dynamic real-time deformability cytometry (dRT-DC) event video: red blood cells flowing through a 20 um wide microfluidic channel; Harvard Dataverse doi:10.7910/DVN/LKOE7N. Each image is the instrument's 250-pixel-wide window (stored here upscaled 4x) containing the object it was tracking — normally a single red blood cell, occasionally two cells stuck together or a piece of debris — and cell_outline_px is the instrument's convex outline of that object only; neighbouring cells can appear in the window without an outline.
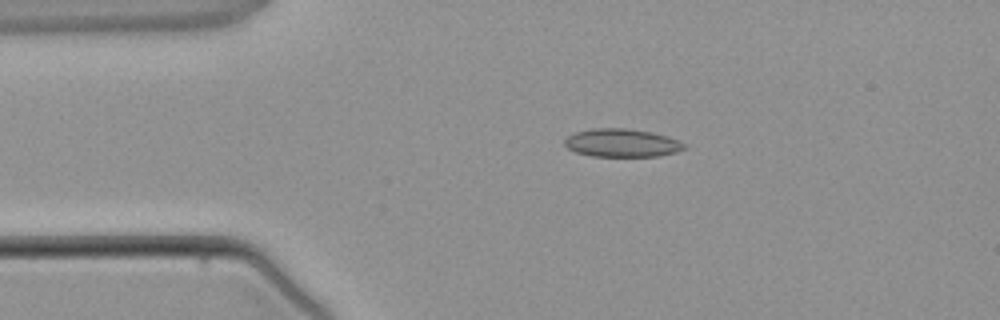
{"species": "common noctule bat (a hibernating species)", "species_latin": "Nyctalus noctula", "temperature_condition": "warm", "stored_images_in_passage": 3, "camera_frame_rate_fps": 3000, "um_per_image_px": 0.085, "animal": {"sex": "male", "body_mass_g": 21.5, "forearm_length_mm": 52.0}, "frame": {"image": 1, "passage_image": 1, "time_ms": 0.0, "image_size_px": [1000, 320], "cell_outline_px": [[688, 148], [676, 152], [660, 156], [592, 156], [576, 152], [568, 148], [564, 144], [564, 140], [568, 136], [576, 132], [596, 128], [628, 128], [652, 132], [668, 136], [688, 144]], "centroid_in_image_um": [52.92, 12.15], "position_along_channel_um": 32.1, "area_um2": 19.77}}
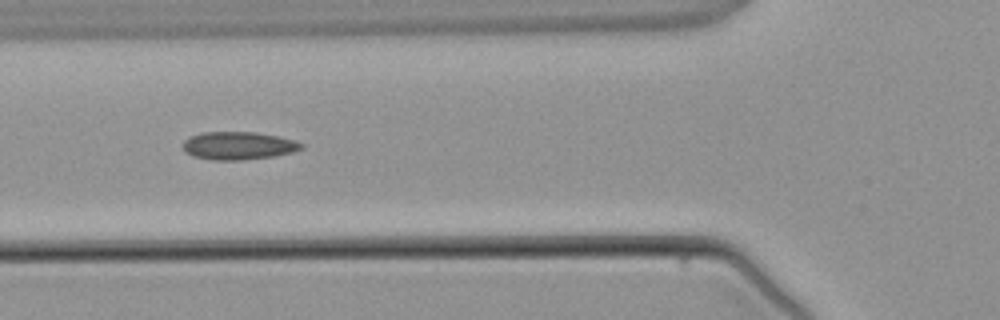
{"frame": {"image": 2, "passage_image": 3, "time_ms": 2.333, "image_size_px": [1000, 320], "cell_outline_px": [[304, 148], [292, 152], [272, 156], [244, 160], [212, 160], [192, 156], [184, 152], [184, 140], [188, 136], [200, 132], [256, 132], [280, 136], [296, 140], [304, 144]], "centroid_in_image_um": [20.26, 12.37], "position_along_channel_um": 105.5, "area_um2": 19.54}}